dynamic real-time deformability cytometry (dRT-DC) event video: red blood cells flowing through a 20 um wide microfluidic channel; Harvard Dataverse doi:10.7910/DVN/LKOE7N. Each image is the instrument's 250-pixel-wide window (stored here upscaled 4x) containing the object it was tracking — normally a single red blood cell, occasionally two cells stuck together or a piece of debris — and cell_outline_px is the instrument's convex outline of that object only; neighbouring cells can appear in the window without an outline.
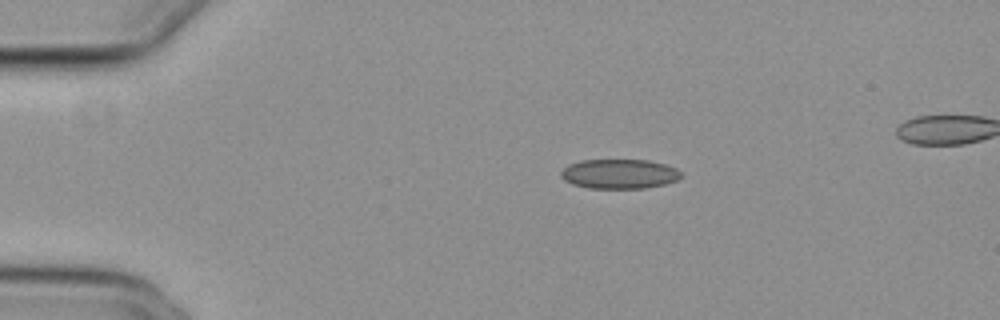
{"species": "common noctule bat (a hibernating species)", "species_latin": "Nyctalus noctula", "temperature_condition": "cold", "stored_images_in_passage": 44, "camera_frame_rate_fps": 3000, "um_per_image_px": 0.085, "animal": {"sex": "female", "body_mass_g": 29.2, "forearm_length_mm": 56.3}, "frame": {"image": 1, "passage_image": 1, "time_ms": 0.0, "image_size_px": [1000, 320], "cell_outline_px": [[684, 176], [676, 180], [664, 184], [644, 188], [588, 188], [572, 184], [564, 180], [560, 176], [560, 172], [568, 164], [580, 160], [648, 160], [664, 164], [676, 168]], "centroid_in_image_um": [52.62, 14.78], "position_along_channel_um": 32.4, "area_um2": 20.75}}
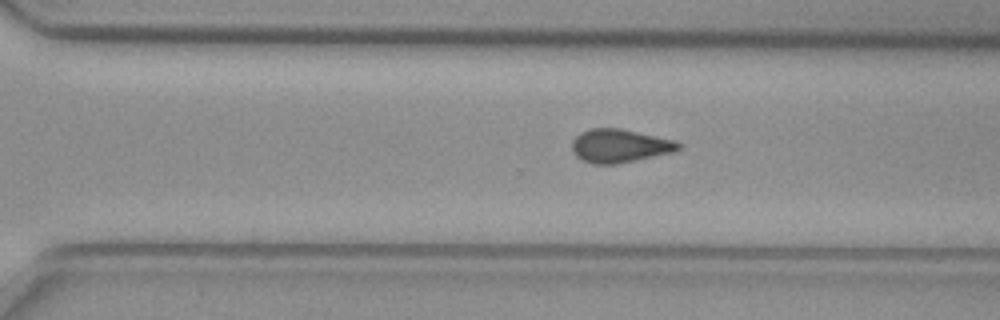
{"frame": {"image": 2, "passage_image": 28, "time_ms": 9.0, "image_size_px": [1000, 320], "cell_outline_px": [[680, 148], [672, 152], [636, 160], [616, 164], [592, 164], [576, 156], [572, 152], [572, 140], [580, 132], [588, 128], [620, 128], [676, 140], [680, 144]], "centroid_in_image_um": [52.64, 12.38], "position_along_channel_um": 318.0, "area_um2": 20.75}}
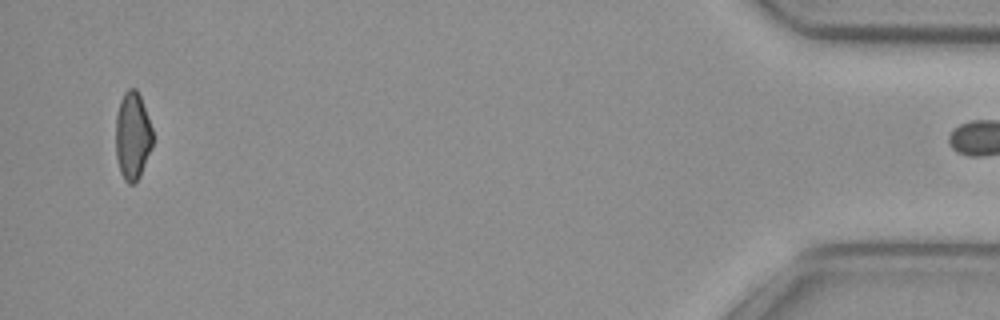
{"frame": {"image": 3, "passage_image": 43, "time_ms": 14.0, "image_size_px": [1000, 320], "cell_outline_px": [[152, 148], [140, 176], [132, 184], [128, 184], [124, 180], [120, 172], [116, 156], [116, 116], [120, 100], [124, 92], [128, 88], [136, 88], [140, 96], [152, 128]], "centroid_in_image_um": [11.26, 11.55], "position_along_channel_um": 423.9, "area_um2": 18.9}}